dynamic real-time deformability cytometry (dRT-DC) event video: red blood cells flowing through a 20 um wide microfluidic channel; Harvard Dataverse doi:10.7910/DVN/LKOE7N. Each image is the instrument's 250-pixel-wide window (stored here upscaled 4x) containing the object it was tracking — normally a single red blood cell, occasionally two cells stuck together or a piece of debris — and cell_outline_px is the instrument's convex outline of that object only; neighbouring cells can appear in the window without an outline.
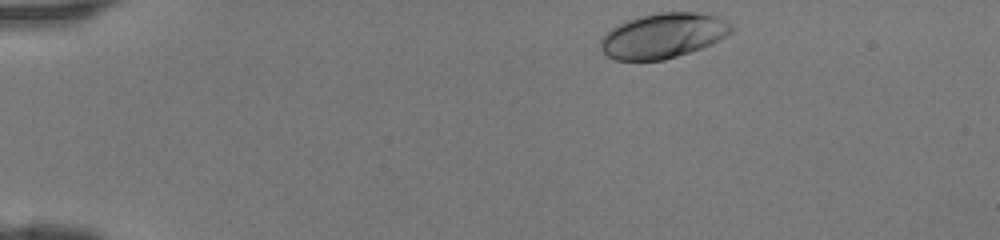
{"species": "human", "species_latin": "Homo sapiens", "temperature_condition": "room temperature", "stored_images_in_passage": 39, "camera_frame_rate_fps": 3000, "um_per_image_px": 0.085, "donor": {"sex": "female"}, "frame": {"image": 1, "passage_image": 1, "time_ms": 0.0, "image_size_px": [1000, 240], "cell_outline_px": [[732, 32], [712, 44], [664, 60], [612, 60], [600, 48], [600, 40], [604, 32], [616, 24], [628, 20], [660, 12], [696, 12], [716, 16], [732, 24]], "centroid_in_image_um": [56.33, 3.03], "position_along_channel_um": 28.7, "area_um2": 34.22}}
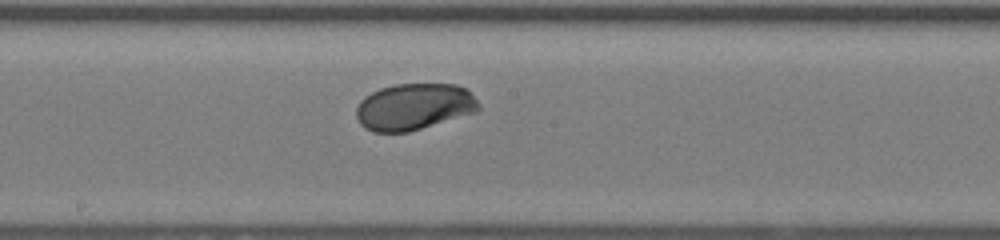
{"frame": {"image": 2, "passage_image": 19, "time_ms": 6.0, "image_size_px": [1000, 240], "cell_outline_px": [[480, 108], [476, 112], [408, 132], [372, 132], [364, 128], [360, 124], [356, 116], [356, 108], [360, 100], [364, 96], [380, 88], [396, 84], [456, 84], [464, 88], [480, 104]], "centroid_in_image_um": [35.15, 9.07], "position_along_channel_um": 213.1, "area_um2": 33.18}}
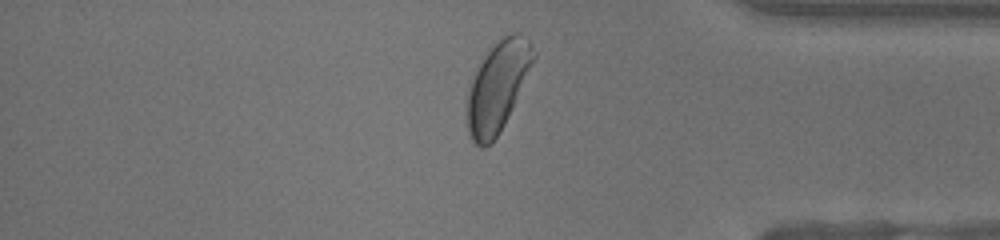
{"frame": {"image": 3, "passage_image": 32, "time_ms": 10.333, "image_size_px": [1000, 240], "cell_outline_px": [[536, 56], [512, 108], [504, 124], [496, 136], [484, 148], [480, 148], [468, 136], [464, 100], [468, 84], [472, 76], [484, 56], [504, 36], [512, 32], [520, 32], [532, 44], [536, 52]], "centroid_in_image_um": [42.24, 7.37], "position_along_channel_um": 393.0, "area_um2": 34.91}}